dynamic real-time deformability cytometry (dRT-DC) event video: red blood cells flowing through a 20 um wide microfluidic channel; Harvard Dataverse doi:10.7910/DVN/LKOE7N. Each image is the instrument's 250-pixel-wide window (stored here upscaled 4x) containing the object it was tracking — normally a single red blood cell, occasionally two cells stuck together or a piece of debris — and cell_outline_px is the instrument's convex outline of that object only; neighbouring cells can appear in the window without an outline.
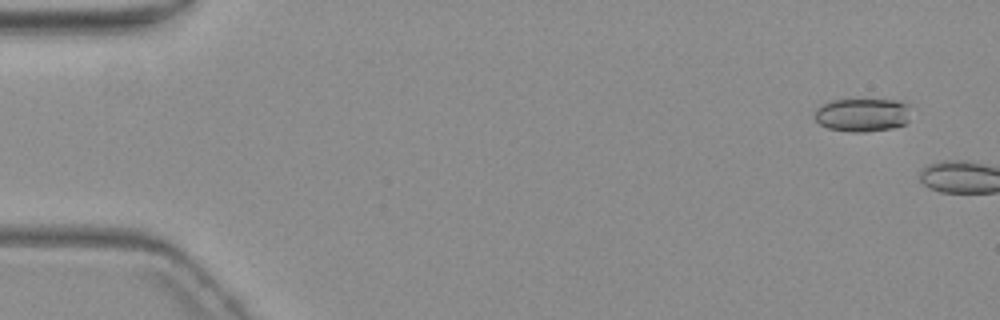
{"species": "common noctule bat (a hibernating species)", "species_latin": "Nyctalus noctula", "temperature_condition": "warm", "stored_images_in_passage": 2, "camera_frame_rate_fps": 3000, "um_per_image_px": 0.085, "animal": {"sex": "female", "body_mass_g": 19.3, "forearm_length_mm": 54.1}, "frame": {"image": 1, "passage_image": 1, "time_ms": 0.0, "image_size_px": [1000, 320], "cell_outline_px": [[908, 120], [904, 124], [892, 128], [868, 132], [848, 132], [828, 128], [820, 124], [816, 120], [816, 108], [820, 104], [832, 100], [900, 100], [908, 104]], "centroid_in_image_um": [73.29, 9.77], "position_along_channel_um": 11.7, "area_um2": 18.73}}